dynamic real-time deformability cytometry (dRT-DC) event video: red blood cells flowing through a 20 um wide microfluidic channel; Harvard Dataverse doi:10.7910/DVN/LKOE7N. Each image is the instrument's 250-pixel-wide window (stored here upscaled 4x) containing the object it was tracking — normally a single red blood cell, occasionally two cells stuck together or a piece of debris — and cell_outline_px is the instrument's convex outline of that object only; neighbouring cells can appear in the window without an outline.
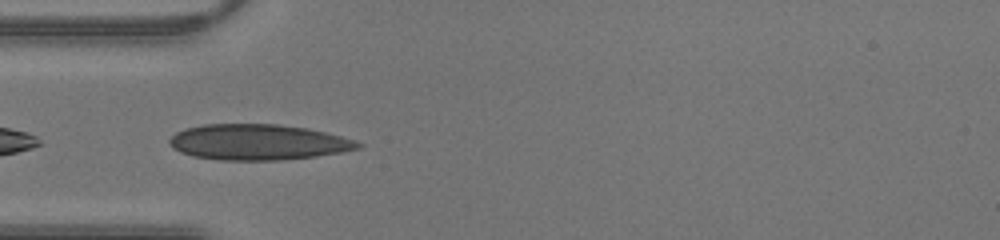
{"species": "human", "species_latin": "Homo sapiens", "temperature_condition": "warm", "stored_images_in_passage": 29, "camera_frame_rate_fps": 3000, "um_per_image_px": 0.085, "donor": {"sex": "male"}, "frame": {"image": 1, "passage_image": 1, "time_ms": 0.0, "image_size_px": [1000, 240], "cell_outline_px": [[364, 144], [360, 148], [344, 152], [316, 156], [280, 160], [220, 160], [192, 156], [180, 152], [172, 148], [168, 144], [168, 140], [176, 132], [184, 128], [204, 124], [276, 124], [308, 128], [356, 140]], "centroid_in_image_um": [21.92, 12.08], "position_along_channel_um": 63.1, "area_um2": 39.48}}
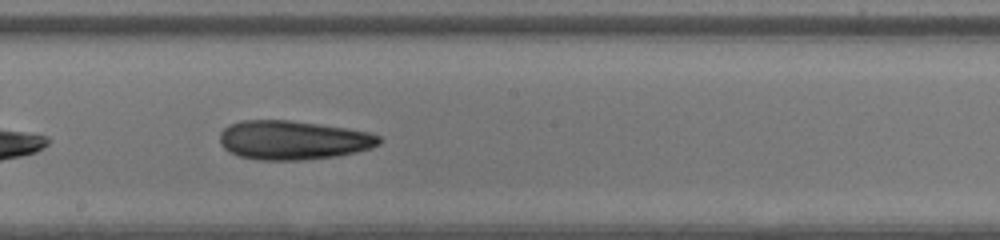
{"frame": {"image": 2, "passage_image": 11, "time_ms": 3.333, "image_size_px": [1000, 240], "cell_outline_px": [[380, 144], [372, 148], [356, 152], [336, 156], [300, 160], [260, 160], [240, 156], [228, 152], [220, 144], [220, 132], [228, 124], [240, 120], [288, 120], [348, 128], [368, 132], [380, 136]], "centroid_in_image_um": [24.89, 11.9], "position_along_channel_um": 223.3, "area_um2": 36.36}}
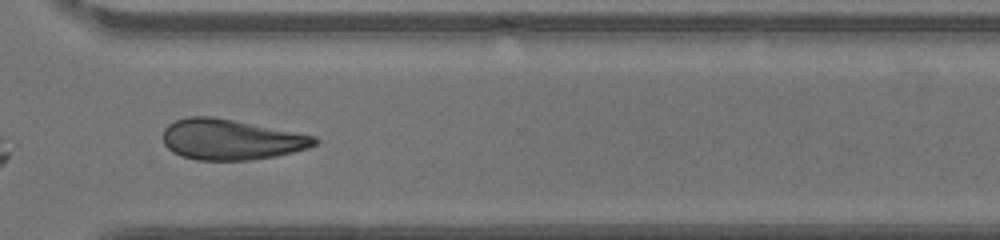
{"frame": {"image": 3, "passage_image": 19, "time_ms": 6.0, "image_size_px": [1000, 240], "cell_outline_px": [[320, 140], [316, 144], [308, 148], [276, 156], [252, 160], [196, 160], [180, 156], [172, 152], [164, 144], [164, 128], [168, 124], [176, 120], [188, 116], [212, 116], [316, 136]], "centroid_in_image_um": [19.62, 11.86], "position_along_channel_um": 351.0, "area_um2": 35.84}}